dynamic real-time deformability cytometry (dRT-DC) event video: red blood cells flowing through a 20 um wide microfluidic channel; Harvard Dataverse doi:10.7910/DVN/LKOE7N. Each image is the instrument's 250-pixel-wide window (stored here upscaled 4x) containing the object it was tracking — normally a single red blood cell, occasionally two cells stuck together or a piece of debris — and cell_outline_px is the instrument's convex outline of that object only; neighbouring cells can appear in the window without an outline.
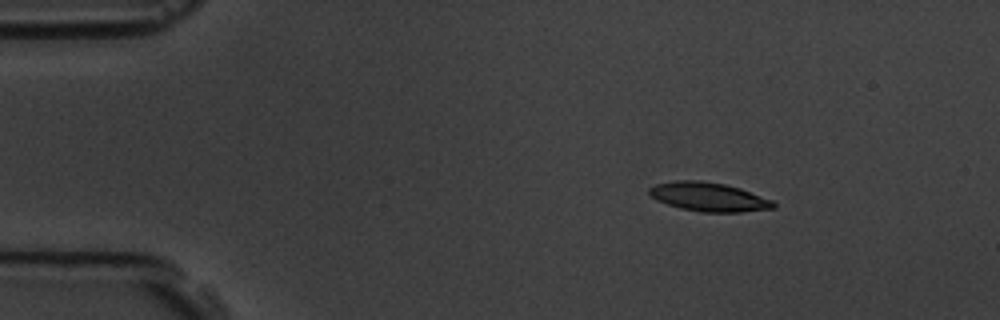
{"species": "common noctule bat (a hibernating species)", "species_latin": "Nyctalus noctula", "temperature_condition": "room temperature", "stored_images_in_passage": 3, "camera_frame_rate_fps": 3000, "um_per_image_px": 0.085, "animal": {"sex": "male", "body_mass_g": 19.5, "forearm_length_mm": 54.6}, "frame": {"image": 1, "passage_image": 1, "time_ms": 0.0, "image_size_px": [1000, 320], "cell_outline_px": [[776, 208], [740, 212], [700, 212], [680, 208], [656, 200], [648, 192], [648, 188], [656, 184], [676, 180], [700, 180], [724, 184], [740, 188], [772, 200], [776, 204]], "centroid_in_image_um": [60.24, 16.73], "position_along_channel_um": 24.8, "area_um2": 20.92}}